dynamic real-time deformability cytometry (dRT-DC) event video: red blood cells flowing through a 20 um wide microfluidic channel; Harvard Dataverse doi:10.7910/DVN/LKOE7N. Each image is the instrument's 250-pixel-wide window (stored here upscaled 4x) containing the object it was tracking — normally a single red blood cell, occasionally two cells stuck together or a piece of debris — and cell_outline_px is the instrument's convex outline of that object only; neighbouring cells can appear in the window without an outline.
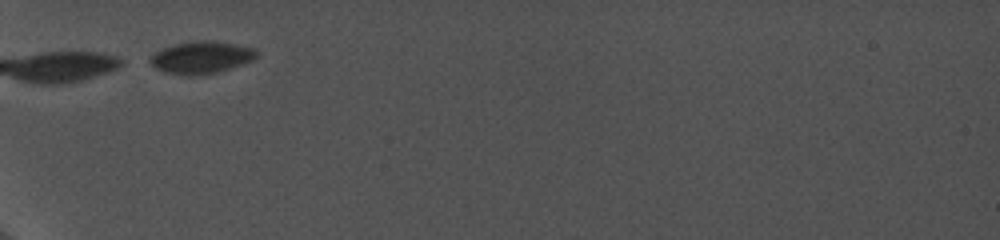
{"species": "common noctule bat (a hibernating species)", "species_latin": "Nyctalus noctula", "temperature_condition": "cold", "stored_images_in_passage": 7, "camera_frame_rate_fps": 5000, "um_per_image_px": 0.085, "animal": {"sex": "female", "body_mass_g": 19.0, "forearm_length_mm": 56.7}, "frame": {"image": 1, "passage_image": 1, "time_ms": 0.0, "image_size_px": [1000, 240], "cell_outline_px": [[260, 52], [252, 60], [216, 72], [188, 76], [184, 76], [168, 72], [156, 68], [148, 60], [156, 52], [164, 48], [176, 44], [204, 40], [232, 44], [256, 48]], "centroid_in_image_um": [17.12, 4.88], "position_along_channel_um": 67.9, "area_um2": 19.36}}
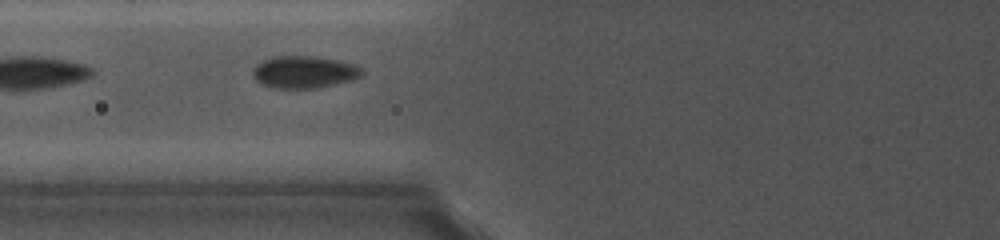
{"frame": {"image": 2, "passage_image": 2, "time_ms": 1.2, "image_size_px": [1000, 240], "cell_outline_px": [[364, 72], [360, 76], [352, 80], [316, 88], [272, 88], [256, 80], [252, 72], [252, 68], [256, 64], [272, 56], [312, 56], [336, 60], [352, 64], [364, 68]], "centroid_in_image_um": [25.84, 6.12], "position_along_channel_um": 100.0, "area_um2": 20.4}}
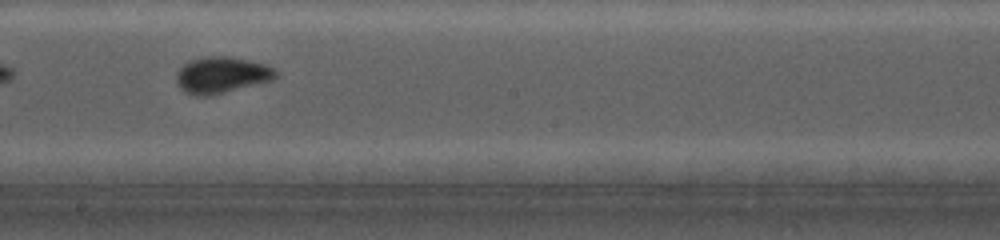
{"frame": {"image": 3, "passage_image": 5, "time_ms": 4.6, "image_size_px": [1000, 240], "cell_outline_px": [[280, 72], [272, 80], [208, 96], [196, 96], [184, 92], [176, 84], [176, 72], [184, 64], [192, 60], [208, 56], [224, 56], [248, 60], [268, 64], [276, 68]], "centroid_in_image_um": [18.85, 6.37], "position_along_channel_um": 229.4, "area_um2": 21.1}}